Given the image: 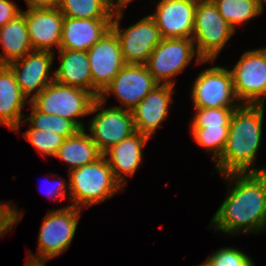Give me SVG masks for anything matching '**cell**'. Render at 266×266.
I'll return each mask as SVG.
<instances>
[{"mask_svg":"<svg viewBox=\"0 0 266 266\" xmlns=\"http://www.w3.org/2000/svg\"><path fill=\"white\" fill-rule=\"evenodd\" d=\"M122 9L113 14L111 30L116 34L126 64H146L162 37L155 21L149 15L127 28L123 33L119 21L123 17Z\"/></svg>","mask_w":266,"mask_h":266,"instance_id":"52a82bcc","label":"cell"},{"mask_svg":"<svg viewBox=\"0 0 266 266\" xmlns=\"http://www.w3.org/2000/svg\"><path fill=\"white\" fill-rule=\"evenodd\" d=\"M21 12L10 0H0V28Z\"/></svg>","mask_w":266,"mask_h":266,"instance_id":"1f68e13d","label":"cell"},{"mask_svg":"<svg viewBox=\"0 0 266 266\" xmlns=\"http://www.w3.org/2000/svg\"><path fill=\"white\" fill-rule=\"evenodd\" d=\"M221 16L235 30L237 24L246 22L263 11V0H211Z\"/></svg>","mask_w":266,"mask_h":266,"instance_id":"d4e9b609","label":"cell"},{"mask_svg":"<svg viewBox=\"0 0 266 266\" xmlns=\"http://www.w3.org/2000/svg\"><path fill=\"white\" fill-rule=\"evenodd\" d=\"M64 15L58 8L25 10L30 42L34 50L60 49ZM53 47V48H52Z\"/></svg>","mask_w":266,"mask_h":266,"instance_id":"2e32d148","label":"cell"},{"mask_svg":"<svg viewBox=\"0 0 266 266\" xmlns=\"http://www.w3.org/2000/svg\"><path fill=\"white\" fill-rule=\"evenodd\" d=\"M198 0H161L157 11L150 15L162 38L192 39Z\"/></svg>","mask_w":266,"mask_h":266,"instance_id":"9a60e30c","label":"cell"},{"mask_svg":"<svg viewBox=\"0 0 266 266\" xmlns=\"http://www.w3.org/2000/svg\"><path fill=\"white\" fill-rule=\"evenodd\" d=\"M66 182L65 179H62L61 182H57L56 184H54L51 190L48 189V194L51 195V197H53V200H62L64 197L66 198Z\"/></svg>","mask_w":266,"mask_h":266,"instance_id":"836d02e7","label":"cell"},{"mask_svg":"<svg viewBox=\"0 0 266 266\" xmlns=\"http://www.w3.org/2000/svg\"><path fill=\"white\" fill-rule=\"evenodd\" d=\"M30 9L59 8L61 0H25Z\"/></svg>","mask_w":266,"mask_h":266,"instance_id":"d6a6232c","label":"cell"},{"mask_svg":"<svg viewBox=\"0 0 266 266\" xmlns=\"http://www.w3.org/2000/svg\"><path fill=\"white\" fill-rule=\"evenodd\" d=\"M31 114L26 118L32 128L54 132L65 138L75 135L81 128L72 120L38 111L30 102Z\"/></svg>","mask_w":266,"mask_h":266,"instance_id":"484cf974","label":"cell"},{"mask_svg":"<svg viewBox=\"0 0 266 266\" xmlns=\"http://www.w3.org/2000/svg\"><path fill=\"white\" fill-rule=\"evenodd\" d=\"M95 99L96 97L89 91L64 85L53 80L29 102L42 113L72 120L81 129H84V125L76 117H84L90 114Z\"/></svg>","mask_w":266,"mask_h":266,"instance_id":"277c9868","label":"cell"},{"mask_svg":"<svg viewBox=\"0 0 266 266\" xmlns=\"http://www.w3.org/2000/svg\"><path fill=\"white\" fill-rule=\"evenodd\" d=\"M59 11L65 17L113 19L115 8L107 0H61Z\"/></svg>","mask_w":266,"mask_h":266,"instance_id":"cb8c5ba5","label":"cell"},{"mask_svg":"<svg viewBox=\"0 0 266 266\" xmlns=\"http://www.w3.org/2000/svg\"><path fill=\"white\" fill-rule=\"evenodd\" d=\"M93 81V95L99 98L104 89L126 64L116 34L110 30L88 51Z\"/></svg>","mask_w":266,"mask_h":266,"instance_id":"7c38bea8","label":"cell"},{"mask_svg":"<svg viewBox=\"0 0 266 266\" xmlns=\"http://www.w3.org/2000/svg\"><path fill=\"white\" fill-rule=\"evenodd\" d=\"M105 102V96L94 100L90 114L100 112L91 120L89 126L90 136L102 154L136 131L131 111L121 106L103 109Z\"/></svg>","mask_w":266,"mask_h":266,"instance_id":"8992f818","label":"cell"},{"mask_svg":"<svg viewBox=\"0 0 266 266\" xmlns=\"http://www.w3.org/2000/svg\"><path fill=\"white\" fill-rule=\"evenodd\" d=\"M24 137L43 155L55 156L65 137L45 130L29 129Z\"/></svg>","mask_w":266,"mask_h":266,"instance_id":"f1b7e54d","label":"cell"},{"mask_svg":"<svg viewBox=\"0 0 266 266\" xmlns=\"http://www.w3.org/2000/svg\"><path fill=\"white\" fill-rule=\"evenodd\" d=\"M193 137L199 145L211 151L212 158L216 161L222 154L228 134L229 126H221V128H191Z\"/></svg>","mask_w":266,"mask_h":266,"instance_id":"4316f807","label":"cell"},{"mask_svg":"<svg viewBox=\"0 0 266 266\" xmlns=\"http://www.w3.org/2000/svg\"><path fill=\"white\" fill-rule=\"evenodd\" d=\"M203 263L206 266H254L252 259L245 253L230 247L218 249Z\"/></svg>","mask_w":266,"mask_h":266,"instance_id":"f546056e","label":"cell"},{"mask_svg":"<svg viewBox=\"0 0 266 266\" xmlns=\"http://www.w3.org/2000/svg\"><path fill=\"white\" fill-rule=\"evenodd\" d=\"M237 101L251 105H264L266 96V61L256 49L247 51L230 70Z\"/></svg>","mask_w":266,"mask_h":266,"instance_id":"8fae6325","label":"cell"},{"mask_svg":"<svg viewBox=\"0 0 266 266\" xmlns=\"http://www.w3.org/2000/svg\"><path fill=\"white\" fill-rule=\"evenodd\" d=\"M69 183V199L74 202L70 206L77 208L103 202L122 189L103 154L94 162L69 171Z\"/></svg>","mask_w":266,"mask_h":266,"instance_id":"3957f363","label":"cell"},{"mask_svg":"<svg viewBox=\"0 0 266 266\" xmlns=\"http://www.w3.org/2000/svg\"><path fill=\"white\" fill-rule=\"evenodd\" d=\"M54 57L53 51L34 50L23 58L7 64L13 71L15 80L27 99L30 93L37 90L29 101L41 93L54 80V76L52 77L49 74Z\"/></svg>","mask_w":266,"mask_h":266,"instance_id":"5bb4252c","label":"cell"},{"mask_svg":"<svg viewBox=\"0 0 266 266\" xmlns=\"http://www.w3.org/2000/svg\"><path fill=\"white\" fill-rule=\"evenodd\" d=\"M191 93L194 108H238L241 105L236 101L231 71L225 67H211L202 71Z\"/></svg>","mask_w":266,"mask_h":266,"instance_id":"30bf717a","label":"cell"},{"mask_svg":"<svg viewBox=\"0 0 266 266\" xmlns=\"http://www.w3.org/2000/svg\"><path fill=\"white\" fill-rule=\"evenodd\" d=\"M158 83L144 64H125L100 96L113 93L132 111Z\"/></svg>","mask_w":266,"mask_h":266,"instance_id":"4fadbf2b","label":"cell"},{"mask_svg":"<svg viewBox=\"0 0 266 266\" xmlns=\"http://www.w3.org/2000/svg\"><path fill=\"white\" fill-rule=\"evenodd\" d=\"M111 25L112 19H87L64 16L60 49L88 51L111 30Z\"/></svg>","mask_w":266,"mask_h":266,"instance_id":"ac0fdd59","label":"cell"},{"mask_svg":"<svg viewBox=\"0 0 266 266\" xmlns=\"http://www.w3.org/2000/svg\"><path fill=\"white\" fill-rule=\"evenodd\" d=\"M59 54L61 63L54 72V80L93 94V81L87 51L59 49Z\"/></svg>","mask_w":266,"mask_h":266,"instance_id":"44dd1931","label":"cell"},{"mask_svg":"<svg viewBox=\"0 0 266 266\" xmlns=\"http://www.w3.org/2000/svg\"><path fill=\"white\" fill-rule=\"evenodd\" d=\"M172 85L158 84L132 109L135 130L148 139L167 117L172 101Z\"/></svg>","mask_w":266,"mask_h":266,"instance_id":"e0dca14e","label":"cell"},{"mask_svg":"<svg viewBox=\"0 0 266 266\" xmlns=\"http://www.w3.org/2000/svg\"><path fill=\"white\" fill-rule=\"evenodd\" d=\"M0 42L5 52L0 53V65H7L34 51L25 21V12H21L0 28Z\"/></svg>","mask_w":266,"mask_h":266,"instance_id":"7402d4cb","label":"cell"},{"mask_svg":"<svg viewBox=\"0 0 266 266\" xmlns=\"http://www.w3.org/2000/svg\"><path fill=\"white\" fill-rule=\"evenodd\" d=\"M236 108H195L196 114L191 128H221L229 126Z\"/></svg>","mask_w":266,"mask_h":266,"instance_id":"83f0119b","label":"cell"},{"mask_svg":"<svg viewBox=\"0 0 266 266\" xmlns=\"http://www.w3.org/2000/svg\"><path fill=\"white\" fill-rule=\"evenodd\" d=\"M195 50L192 39L162 38L145 65L158 84L163 81V84L174 86L175 80L172 81L171 77L180 73L194 55H197V64L207 62L202 60Z\"/></svg>","mask_w":266,"mask_h":266,"instance_id":"ba28073f","label":"cell"},{"mask_svg":"<svg viewBox=\"0 0 266 266\" xmlns=\"http://www.w3.org/2000/svg\"><path fill=\"white\" fill-rule=\"evenodd\" d=\"M115 9H122L123 7L126 6V4H128V0H115L117 1L116 3H114V0H107Z\"/></svg>","mask_w":266,"mask_h":266,"instance_id":"d590c367","label":"cell"},{"mask_svg":"<svg viewBox=\"0 0 266 266\" xmlns=\"http://www.w3.org/2000/svg\"><path fill=\"white\" fill-rule=\"evenodd\" d=\"M258 50L262 53V55L266 61V48H262V49H258Z\"/></svg>","mask_w":266,"mask_h":266,"instance_id":"8d00e7d4","label":"cell"},{"mask_svg":"<svg viewBox=\"0 0 266 266\" xmlns=\"http://www.w3.org/2000/svg\"><path fill=\"white\" fill-rule=\"evenodd\" d=\"M101 155L92 137L85 133L84 128L75 135L65 138L54 157L70 164L69 171H71L94 162Z\"/></svg>","mask_w":266,"mask_h":266,"instance_id":"603a6c76","label":"cell"},{"mask_svg":"<svg viewBox=\"0 0 266 266\" xmlns=\"http://www.w3.org/2000/svg\"><path fill=\"white\" fill-rule=\"evenodd\" d=\"M148 138L135 131L120 143L113 145L103 153L109 163L115 180L124 187L125 174L132 176L142 161V148ZM107 156H110L107 158Z\"/></svg>","mask_w":266,"mask_h":266,"instance_id":"d6986e66","label":"cell"},{"mask_svg":"<svg viewBox=\"0 0 266 266\" xmlns=\"http://www.w3.org/2000/svg\"><path fill=\"white\" fill-rule=\"evenodd\" d=\"M45 261H47V260L36 259V258H32V257L28 256L25 266H45V264H44Z\"/></svg>","mask_w":266,"mask_h":266,"instance_id":"e575fe53","label":"cell"},{"mask_svg":"<svg viewBox=\"0 0 266 266\" xmlns=\"http://www.w3.org/2000/svg\"><path fill=\"white\" fill-rule=\"evenodd\" d=\"M16 210L10 203L5 204L4 202H0V236L6 233V231H11V228H13L11 226L20 220L21 212L17 213L18 211Z\"/></svg>","mask_w":266,"mask_h":266,"instance_id":"4dcf8cb0","label":"cell"},{"mask_svg":"<svg viewBox=\"0 0 266 266\" xmlns=\"http://www.w3.org/2000/svg\"><path fill=\"white\" fill-rule=\"evenodd\" d=\"M235 186L216 211L211 224L224 233L262 231L266 227V172L226 173Z\"/></svg>","mask_w":266,"mask_h":266,"instance_id":"6da1fadb","label":"cell"},{"mask_svg":"<svg viewBox=\"0 0 266 266\" xmlns=\"http://www.w3.org/2000/svg\"><path fill=\"white\" fill-rule=\"evenodd\" d=\"M26 100L13 71L7 65H0V124L19 131L21 120L26 118L21 112Z\"/></svg>","mask_w":266,"mask_h":266,"instance_id":"ffe728a7","label":"cell"},{"mask_svg":"<svg viewBox=\"0 0 266 266\" xmlns=\"http://www.w3.org/2000/svg\"><path fill=\"white\" fill-rule=\"evenodd\" d=\"M234 32L211 0L197 1L192 40L202 60L214 62Z\"/></svg>","mask_w":266,"mask_h":266,"instance_id":"5b68a950","label":"cell"},{"mask_svg":"<svg viewBox=\"0 0 266 266\" xmlns=\"http://www.w3.org/2000/svg\"><path fill=\"white\" fill-rule=\"evenodd\" d=\"M80 208L66 206L49 212L39 232L38 253L29 257L49 260L66 251L75 235Z\"/></svg>","mask_w":266,"mask_h":266,"instance_id":"9c48e42d","label":"cell"},{"mask_svg":"<svg viewBox=\"0 0 266 266\" xmlns=\"http://www.w3.org/2000/svg\"><path fill=\"white\" fill-rule=\"evenodd\" d=\"M263 114L264 105L241 104L234 110L225 148L215 161L220 173L266 172V168H252L262 138Z\"/></svg>","mask_w":266,"mask_h":266,"instance_id":"7a4b0ae2","label":"cell"}]
</instances>
